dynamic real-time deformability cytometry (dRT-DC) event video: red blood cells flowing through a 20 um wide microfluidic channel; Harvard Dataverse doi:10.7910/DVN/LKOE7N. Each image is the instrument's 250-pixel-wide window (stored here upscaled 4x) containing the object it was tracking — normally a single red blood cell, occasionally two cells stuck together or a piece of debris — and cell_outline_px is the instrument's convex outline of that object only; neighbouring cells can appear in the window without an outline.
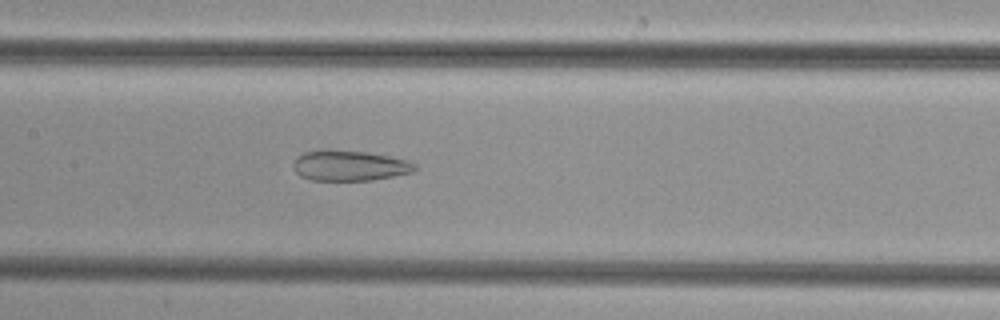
{"species": "common noctule bat (a hibernating species)", "species_latin": "Nyctalus noctula", "temperature_condition": "cold", "stored_images_in_passage": 22, "camera_frame_rate_fps": 3000, "um_per_image_px": 0.085, "animal": {"sex": "female", "body_mass_g": 29.2, "forearm_length_mm": 56.3}, "frame": {"image": 1, "passage_image": 10, "time_ms": 3.0, "image_size_px": [1000, 320], "cell_outline_px": [[416, 168], [412, 172], [372, 180], [308, 180], [300, 176], [296, 172], [292, 164], [296, 156], [304, 152], [324, 148], [328, 148], [368, 152], [408, 160], [416, 164]], "centroid_in_image_um": [29.65, 14.05], "position_along_channel_um": 177.8, "area_um2": 21.91}}